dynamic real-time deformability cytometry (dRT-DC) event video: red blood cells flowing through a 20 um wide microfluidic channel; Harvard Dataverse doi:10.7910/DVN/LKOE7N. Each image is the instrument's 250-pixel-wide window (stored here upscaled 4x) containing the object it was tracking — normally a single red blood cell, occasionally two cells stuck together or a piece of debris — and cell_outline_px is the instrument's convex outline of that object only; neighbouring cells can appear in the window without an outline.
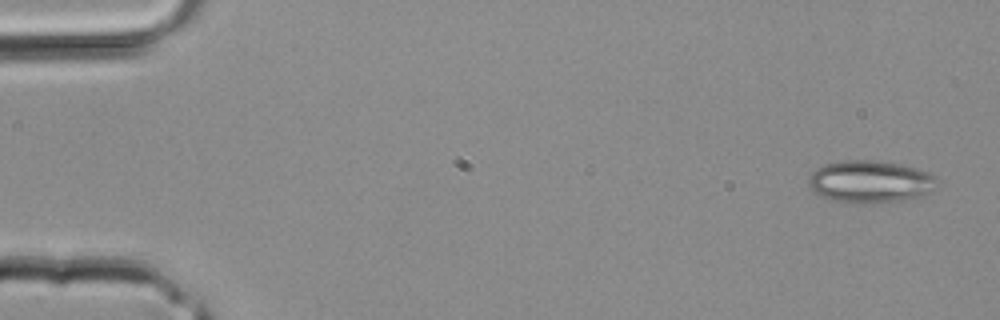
{"species": "common noctule bat (a hibernating species)", "species_latin": "Nyctalus noctula", "temperature_condition": "room temperature", "stored_images_in_passage": 3, "camera_frame_rate_fps": 3000, "um_per_image_px": 0.085, "animal": {"sex": "male", "body_mass_g": 20.4}, "frame": {"image": 1, "passage_image": 1, "time_ms": 0.0, "image_size_px": [1000, 320], "cell_outline_px": [[936, 180], [920, 196], [904, 200], [872, 204], [856, 204], [832, 200], [816, 192], [808, 184], [808, 176], [816, 168], [824, 164], [844, 160], [876, 160], [900, 164], [916, 168], [928, 172], [936, 176]], "centroid_in_image_um": [73.89, 15.43], "position_along_channel_um": 11.1, "area_um2": 31.44}}